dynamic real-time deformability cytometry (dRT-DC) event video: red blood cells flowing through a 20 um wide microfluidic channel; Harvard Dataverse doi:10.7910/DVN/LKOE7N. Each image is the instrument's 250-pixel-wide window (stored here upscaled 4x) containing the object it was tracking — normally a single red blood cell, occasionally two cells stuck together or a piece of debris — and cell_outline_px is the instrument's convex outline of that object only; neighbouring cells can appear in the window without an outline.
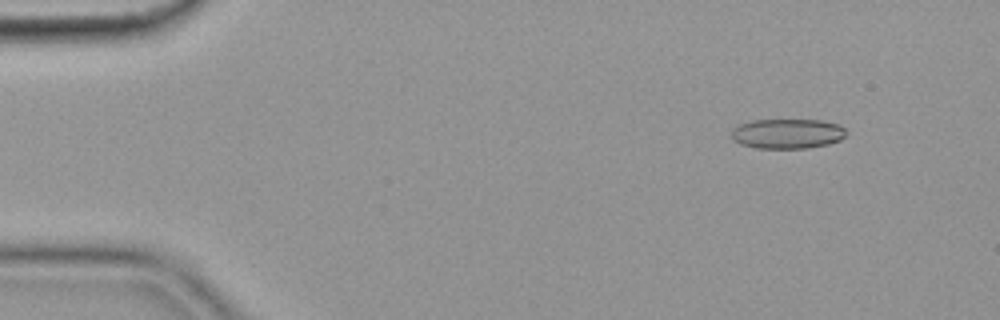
{"species": "common noctule bat (a hibernating species)", "species_latin": "Nyctalus noctula", "temperature_condition": "cold", "stored_images_in_passage": 50, "camera_frame_rate_fps": 3000, "um_per_image_px": 0.085, "animal": {"sex": "female", "body_mass_g": 19.9}, "frame": {"image": 1, "passage_image": 3, "time_ms": 0.667, "image_size_px": [1000, 320], "cell_outline_px": [[840, 136], [836, 140], [820, 144], [792, 148], [772, 148], [748, 144], [748, 124], [768, 120], [808, 120], [832, 124], [840, 128]], "centroid_in_image_um": [67.25, 11.35], "position_along_channel_um": 17.7, "area_um2": 15.9}}
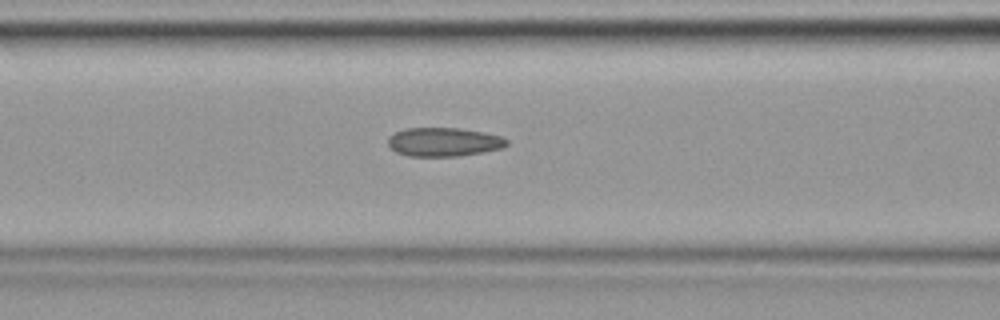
{"frame": {"image": 2, "passage_image": 20, "time_ms": 6.333, "image_size_px": [1000, 320], "cell_outline_px": [[504, 144], [492, 148], [472, 152], [436, 156], [424, 156], [400, 152], [392, 144], [392, 136], [400, 132], [416, 128], [444, 128], [472, 132], [492, 136], [504, 140]], "centroid_in_image_um": [37.61, 12.05], "position_along_channel_um": 129.0, "area_um2": 16.88}}
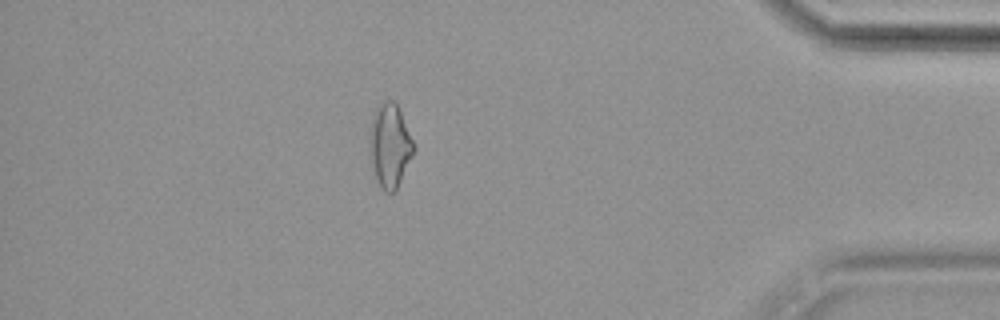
{"frame": {"image": 3, "passage_image": 46, "time_ms": 15.0, "image_size_px": [1000, 320], "cell_outline_px": [[412, 152], [396, 184], [380, 180], [376, 168], [376, 124], [380, 112], [396, 108], [400, 116], [412, 144]], "centroid_in_image_um": [33.29, 12.42], "position_along_channel_um": 401.9, "area_um2": 14.85}, "authors_computed_cell_mechanics": {"area_um2": 15.895, "velocity_mm_per_s": 3.6083, "shape_relaxation_time_tau1_ms": null, "shape_relaxation_time_tau2_ms": 4.4221, "deformation_change_tau1": null, "deformation_change_tau2": 0.114}}